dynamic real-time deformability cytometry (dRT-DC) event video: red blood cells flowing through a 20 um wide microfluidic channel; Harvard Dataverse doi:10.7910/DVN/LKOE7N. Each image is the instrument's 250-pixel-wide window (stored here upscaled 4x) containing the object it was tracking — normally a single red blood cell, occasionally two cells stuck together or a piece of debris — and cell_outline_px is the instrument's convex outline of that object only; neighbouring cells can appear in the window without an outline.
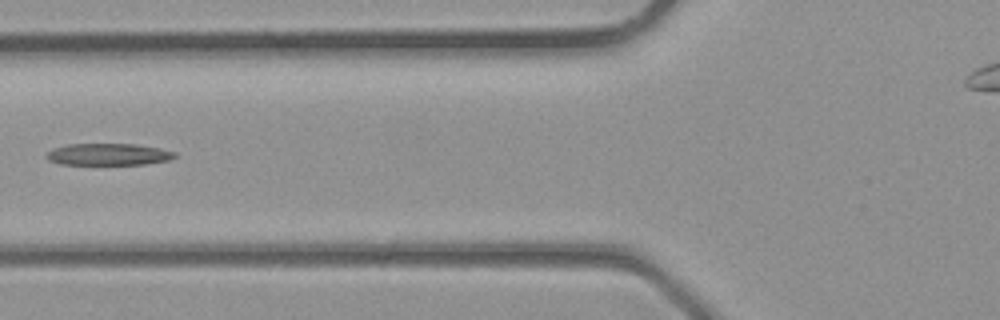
{"species": "common noctule bat (a hibernating species)", "species_latin": "Nyctalus noctula", "temperature_condition": "room temperature", "stored_images_in_passage": 5, "camera_frame_rate_fps": 3000, "um_per_image_px": 0.085, "animal": {"sex": "male", "body_mass_g": 23.1, "forearm_length_mm": 52.7}, "frame": {"image": 1, "passage_image": 5, "time_ms": 1.333, "image_size_px": [1000, 320], "cell_outline_px": [[180, 156], [172, 160], [144, 164], [60, 164], [48, 160], [44, 156], [52, 148], [68, 144], [136, 144], [160, 148], [176, 152]], "centroid_in_image_um": [9.26, 13.12], "position_along_channel_um": 116.5, "area_um2": 16.53}}